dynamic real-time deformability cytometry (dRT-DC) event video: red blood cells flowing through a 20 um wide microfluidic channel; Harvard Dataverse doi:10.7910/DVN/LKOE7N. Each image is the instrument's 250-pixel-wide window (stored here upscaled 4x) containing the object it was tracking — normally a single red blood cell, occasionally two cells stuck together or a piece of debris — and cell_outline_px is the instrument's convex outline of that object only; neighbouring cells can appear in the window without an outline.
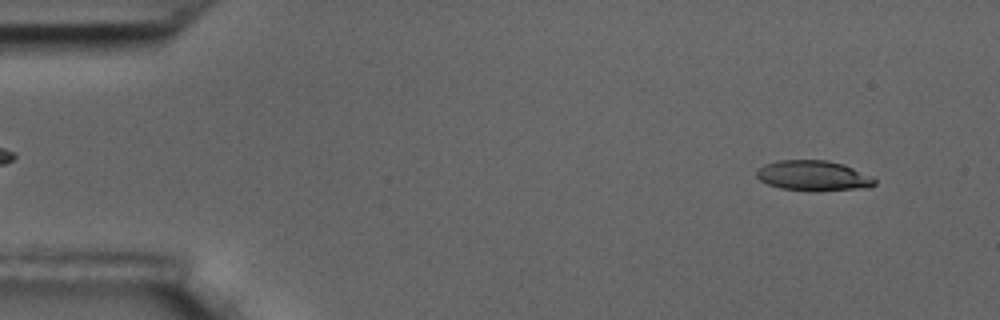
{"species": "common noctule bat (a hibernating species)", "species_latin": "Nyctalus noctula", "temperature_condition": "room temperature", "stored_images_in_passage": 56, "camera_frame_rate_fps": 3000, "um_per_image_px": 0.085, "animal": {"sex": "male", "body_mass_g": 17.5, "forearm_length_mm": 52.3}, "frame": {"image": 1, "passage_image": 4, "time_ms": 1.0, "image_size_px": [1000, 320], "cell_outline_px": [[876, 184], [868, 188], [816, 192], [780, 188], [768, 184], [760, 180], [756, 176], [756, 172], [764, 164], [780, 160], [828, 160], [844, 164], [872, 176], [876, 180]], "centroid_in_image_um": [69.17, 14.95], "position_along_channel_um": 15.8, "area_um2": 21.15}}
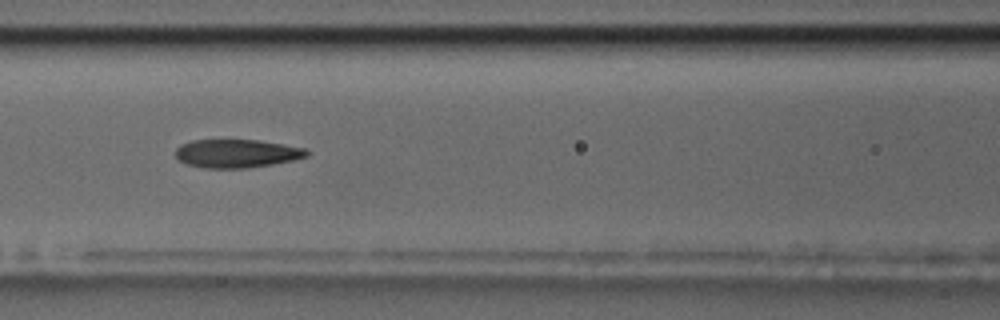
{"frame": {"image": 2, "passage_image": 24, "time_ms": 7.667, "image_size_px": [1000, 320], "cell_outline_px": [[308, 156], [292, 160], [272, 164], [248, 168], [204, 168], [188, 164], [176, 160], [176, 148], [180, 144], [192, 140], [260, 140], [304, 148], [308, 152]], "centroid_in_image_um": [20.08, 13.04], "position_along_channel_um": 146.5, "area_um2": 21.68}}
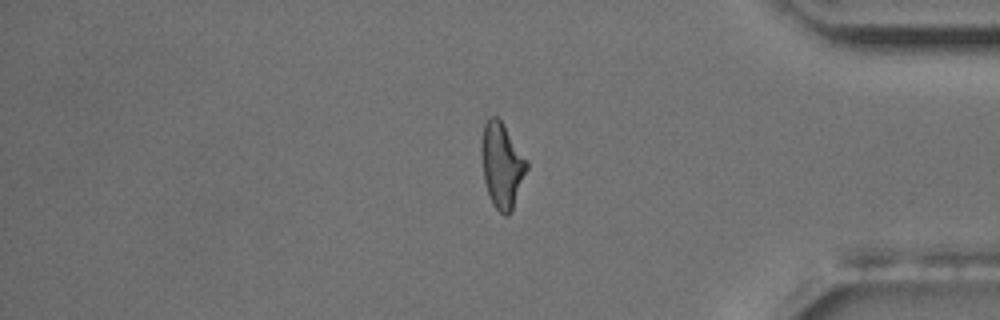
{"frame": {"image": 3, "passage_image": 47, "time_ms": 15.333, "image_size_px": [1000, 320], "cell_outline_px": [[528, 168], [512, 212], [508, 216], [504, 216], [492, 204], [484, 180], [480, 148], [484, 124], [488, 116], [496, 116], [504, 124], [528, 160]], "centroid_in_image_um": [42.67, 14.04], "position_along_channel_um": 392.5, "area_um2": 22.77}, "authors_computed_cell_mechanics": {"area_um2": 22.1663, "velocity_mm_per_s": 3.5306, "shape_relaxation_time_tau1_ms": 9.4109, "shape_relaxation_time_tau2_ms": 3.0932, "deformation_change_tau1": 0.2411, "deformation_change_tau2": 0.1212}}